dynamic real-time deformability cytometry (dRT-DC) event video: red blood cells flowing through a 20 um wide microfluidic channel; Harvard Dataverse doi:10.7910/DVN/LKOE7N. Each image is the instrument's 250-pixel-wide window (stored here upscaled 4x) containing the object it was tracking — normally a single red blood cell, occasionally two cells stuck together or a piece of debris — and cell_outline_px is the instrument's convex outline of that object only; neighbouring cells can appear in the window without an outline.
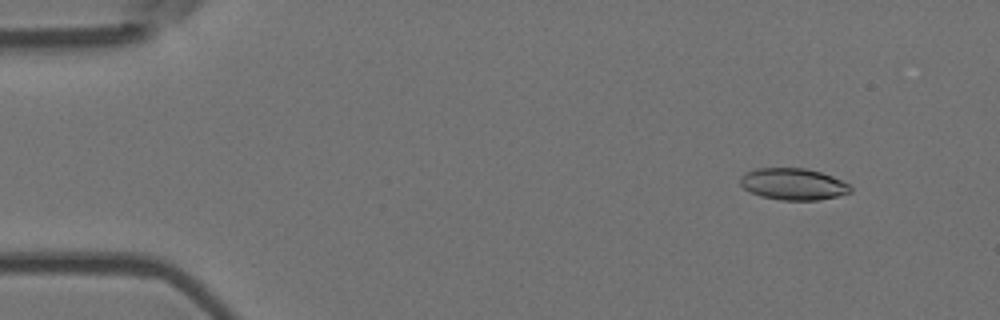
{"species": "Egyptian fruit bat (a non-hibernating species)", "species_latin": "Rousettus aegyptiacus", "temperature_condition": "room temperature", "stored_images_in_passage": 6, "camera_frame_rate_fps": 3000, "um_per_image_px": 0.085, "animal": {"sex": "female"}, "frame": {"image": 1, "passage_image": 2, "time_ms": 0.333, "image_size_px": [1000, 320], "cell_outline_px": [[852, 192], [836, 196], [816, 200], [780, 200], [760, 196], [744, 188], [740, 184], [740, 176], [744, 172], [756, 168], [804, 168], [820, 172], [832, 176], [848, 184], [852, 188]], "centroid_in_image_um": [67.39, 15.64], "position_along_channel_um": 17.6, "area_um2": 20.29}}
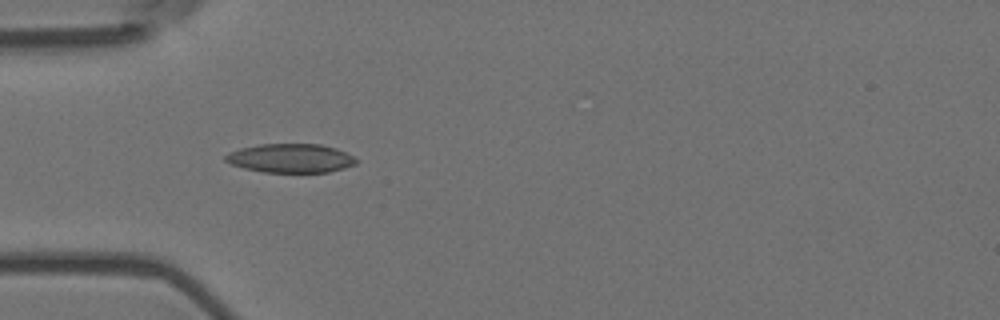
{"frame": {"image": 2, "passage_image": 5, "time_ms": 1.333, "image_size_px": [1000, 320], "cell_outline_px": [[356, 164], [344, 168], [328, 172], [264, 172], [244, 168], [232, 164], [224, 160], [224, 156], [228, 152], [240, 148], [260, 144], [320, 144], [336, 148], [352, 156], [356, 160]], "centroid_in_image_um": [24.67, 13.44], "position_along_channel_um": 60.3, "area_um2": 21.91}}
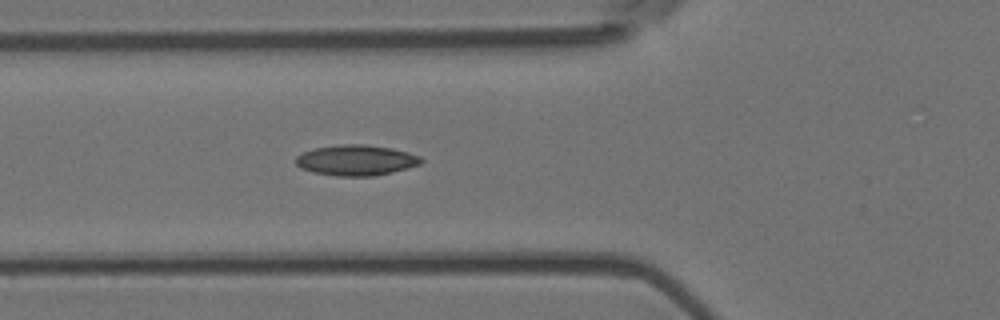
{"frame": {"image": 3, "passage_image": 6, "time_ms": 1.667, "image_size_px": [1000, 320], "cell_outline_px": [[424, 160], [420, 164], [392, 172], [376, 176], [336, 176], [312, 172], [300, 168], [296, 164], [296, 156], [304, 152], [316, 148], [340, 144], [364, 144], [392, 148], [408, 152], [420, 156]], "centroid_in_image_um": [30.28, 13.62], "position_along_channel_um": 95.5, "area_um2": 22.37}}